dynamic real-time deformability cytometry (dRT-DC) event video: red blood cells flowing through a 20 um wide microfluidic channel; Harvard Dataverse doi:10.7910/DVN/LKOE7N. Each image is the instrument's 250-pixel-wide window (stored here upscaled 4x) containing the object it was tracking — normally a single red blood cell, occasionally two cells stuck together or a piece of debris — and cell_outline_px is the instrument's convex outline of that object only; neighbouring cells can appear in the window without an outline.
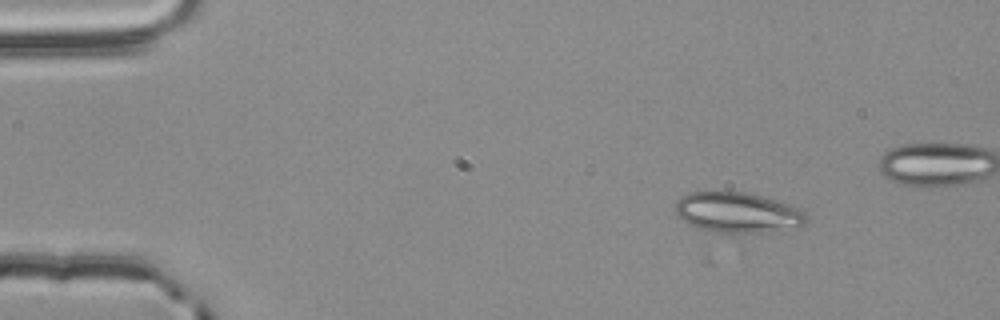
{"species": "common noctule bat (a hibernating species)", "species_latin": "Nyctalus noctula", "temperature_condition": "room temperature", "stored_images_in_passage": 52, "camera_frame_rate_fps": 3000, "um_per_image_px": 0.085, "animal": {"sex": "male", "body_mass_g": 20.4}, "frame": {"image": 1, "passage_image": 1, "time_ms": 0.0, "image_size_px": [1000, 320], "cell_outline_px": [[808, 220], [804, 228], [736, 236], [732, 236], [712, 232], [688, 224], [676, 212], [676, 200], [680, 196], [688, 192], [748, 192], [776, 200], [800, 208], [808, 216]], "centroid_in_image_um": [62.78, 18.12], "position_along_channel_um": 22.2, "area_um2": 32.08}}
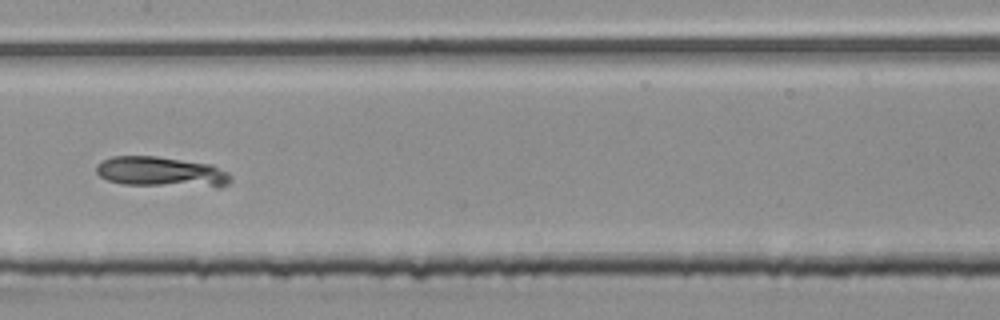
{"frame": {"image": 2, "passage_image": 22, "time_ms": 7.0, "image_size_px": [1000, 320], "cell_outline_px": [[232, 180], [228, 184], [220, 188], [216, 188], [124, 184], [108, 180], [100, 176], [96, 172], [96, 164], [112, 156], [156, 156], [212, 164], [228, 172], [232, 176]], "centroid_in_image_um": [13.79, 14.63], "position_along_channel_um": 193.6, "area_um2": 24.16}}
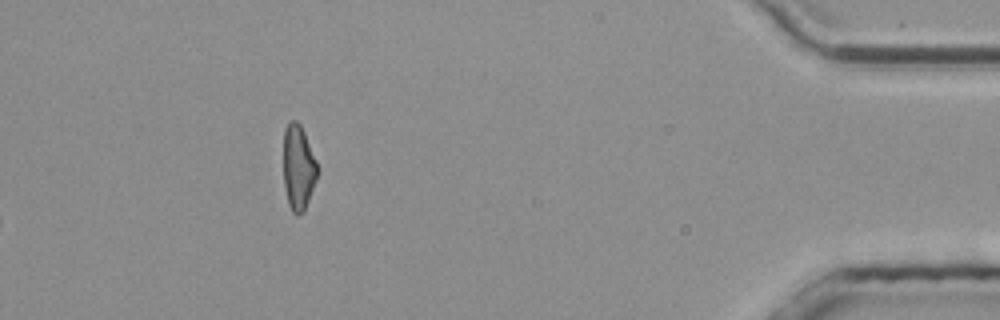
{"frame": {"image": 3, "passage_image": 52, "time_ms": 17.0, "image_size_px": [1000, 320], "cell_outline_px": [[316, 180], [304, 212], [296, 216], [292, 212], [288, 204], [284, 188], [284, 128], [288, 120], [296, 120], [300, 124], [304, 132], [316, 160]], "centroid_in_image_um": [25.33, 14.24], "position_along_channel_um": 409.9, "area_um2": 16.82}}